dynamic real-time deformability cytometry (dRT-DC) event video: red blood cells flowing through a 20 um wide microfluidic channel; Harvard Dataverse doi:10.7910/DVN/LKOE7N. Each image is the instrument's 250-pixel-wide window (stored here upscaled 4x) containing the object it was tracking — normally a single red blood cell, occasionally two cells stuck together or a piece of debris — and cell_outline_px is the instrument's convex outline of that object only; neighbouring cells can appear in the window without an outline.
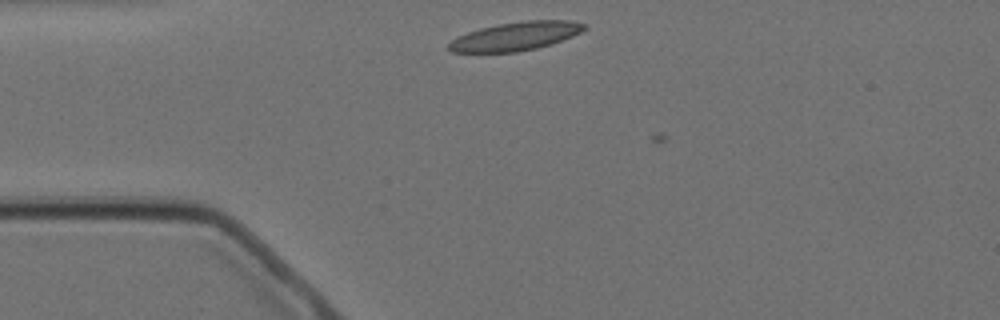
{"species": "Egyptian fruit bat (a non-hibernating species)", "species_latin": "Rousettus aegyptiacus", "temperature_condition": "cold", "stored_images_in_passage": 2, "camera_frame_rate_fps": 3000, "um_per_image_px": 0.085, "animal": {"sex": "female"}, "frame": {"image": 1, "passage_image": 1, "time_ms": 0.0, "image_size_px": [1000, 320], "cell_outline_px": [[588, 28], [572, 36], [552, 44], [536, 48], [516, 52], [452, 52], [448, 48], [448, 44], [452, 40], [468, 32], [480, 28], [496, 24], [524, 20], [568, 20], [588, 24]], "centroid_in_image_um": [43.87, 3.07], "position_along_channel_um": 41.1, "area_um2": 22.54}}